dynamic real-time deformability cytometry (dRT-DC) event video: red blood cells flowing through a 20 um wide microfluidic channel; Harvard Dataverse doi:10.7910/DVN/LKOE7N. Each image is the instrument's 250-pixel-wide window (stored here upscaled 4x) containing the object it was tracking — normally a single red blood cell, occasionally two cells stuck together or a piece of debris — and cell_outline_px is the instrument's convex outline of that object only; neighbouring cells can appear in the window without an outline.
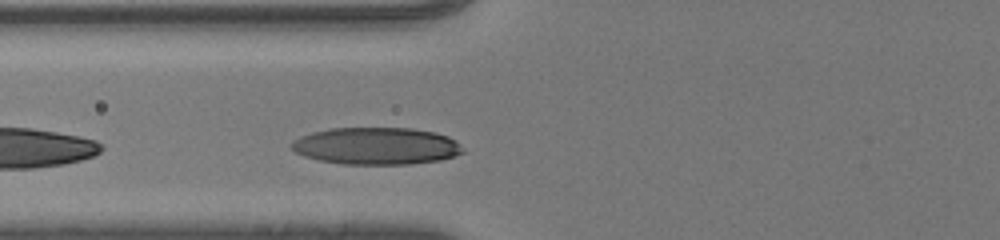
{"species": "human", "species_latin": "Homo sapiens", "temperature_condition": "room temperature", "stored_images_in_passage": 6, "camera_frame_rate_fps": 3000, "um_per_image_px": 0.085, "donor": {"sex": "male"}, "frame": {"image": 1, "passage_image": 3, "time_ms": 0.667, "image_size_px": [1000, 240], "cell_outline_px": [[464, 152], [440, 160], [408, 164], [344, 164], [320, 160], [304, 156], [296, 152], [292, 148], [292, 140], [300, 136], [312, 132], [328, 128], [412, 128], [436, 132], [448, 136], [456, 140], [460, 144]], "centroid_in_image_um": [31.99, 12.4], "position_along_channel_um": 93.8, "area_um2": 37.11}}